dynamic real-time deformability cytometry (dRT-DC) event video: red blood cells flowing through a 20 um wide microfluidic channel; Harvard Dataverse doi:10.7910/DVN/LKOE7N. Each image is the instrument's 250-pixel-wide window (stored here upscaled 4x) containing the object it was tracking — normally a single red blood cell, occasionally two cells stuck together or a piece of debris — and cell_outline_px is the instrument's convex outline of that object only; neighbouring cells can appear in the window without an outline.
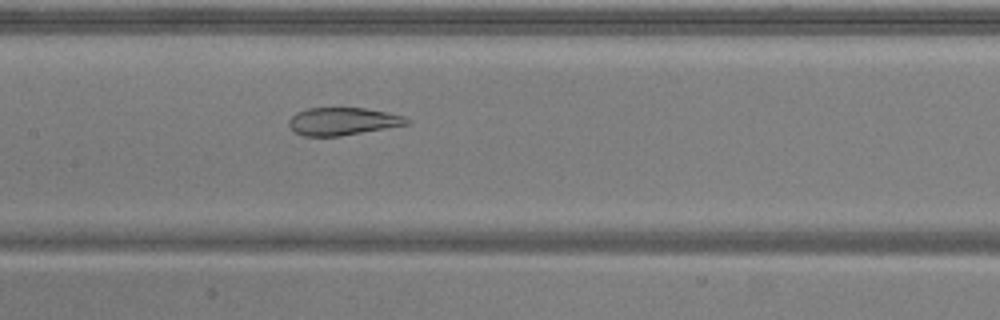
{"species": "common noctule bat (a hibernating species)", "species_latin": "Nyctalus noctula", "temperature_condition": "warm", "stored_images_in_passage": 52, "camera_frame_rate_fps": 3000, "um_per_image_px": 0.085, "animal": {"sex": "male", "body_mass_g": 20.5, "forearm_length_mm": 52.5}, "frame": {"image": 1, "passage_image": 24, "time_ms": 7.667, "image_size_px": [1000, 320], "cell_outline_px": [[412, 124], [340, 136], [304, 136], [292, 132], [288, 124], [288, 120], [296, 112], [308, 108], [364, 108], [388, 112], [404, 116], [412, 120]], "centroid_in_image_um": [29.15, 10.32], "position_along_channel_um": 178.2, "area_um2": 19.31}}
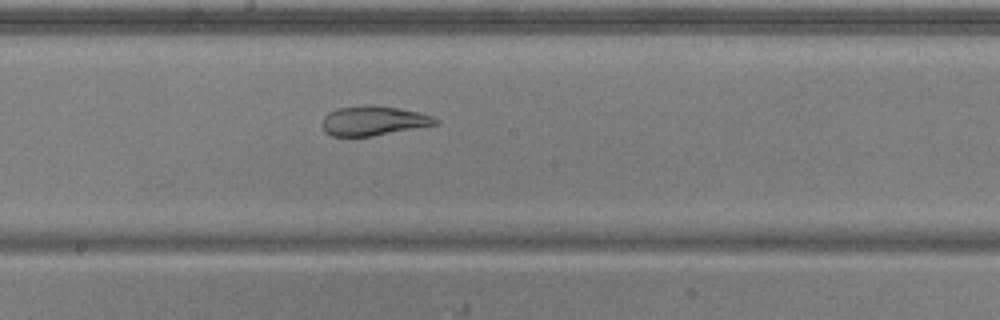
{"frame": {"image": 2, "passage_image": 27, "time_ms": 8.667, "image_size_px": [1000, 320], "cell_outline_px": [[440, 124], [372, 136], [332, 136], [324, 132], [324, 116], [328, 112], [336, 108], [364, 104], [372, 104], [420, 112], [432, 116], [440, 120]], "centroid_in_image_um": [31.77, 10.25], "position_along_channel_um": 216.4, "area_um2": 19.65}}
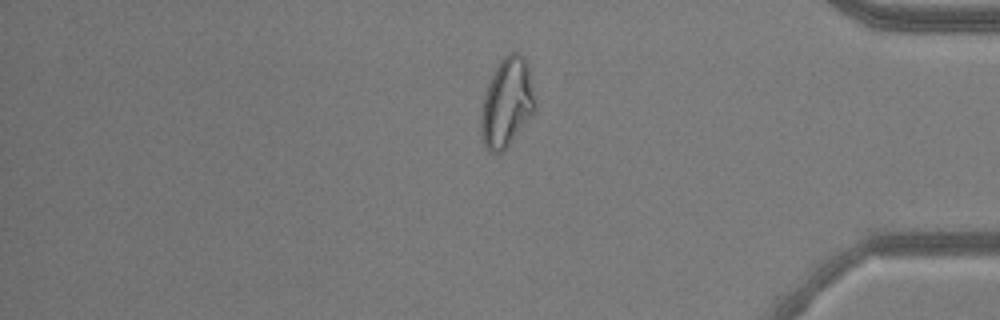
{"frame": {"image": 3, "passage_image": 43, "time_ms": 14.0, "image_size_px": [1000, 320], "cell_outline_px": [[536, 112], [504, 152], [492, 152], [484, 144], [480, 136], [480, 112], [484, 96], [488, 84], [500, 60], [508, 52], [520, 52], [524, 56], [528, 64], [536, 96]], "centroid_in_image_um": [43.12, 8.73], "position_along_channel_um": 392.1, "area_um2": 28.78}}